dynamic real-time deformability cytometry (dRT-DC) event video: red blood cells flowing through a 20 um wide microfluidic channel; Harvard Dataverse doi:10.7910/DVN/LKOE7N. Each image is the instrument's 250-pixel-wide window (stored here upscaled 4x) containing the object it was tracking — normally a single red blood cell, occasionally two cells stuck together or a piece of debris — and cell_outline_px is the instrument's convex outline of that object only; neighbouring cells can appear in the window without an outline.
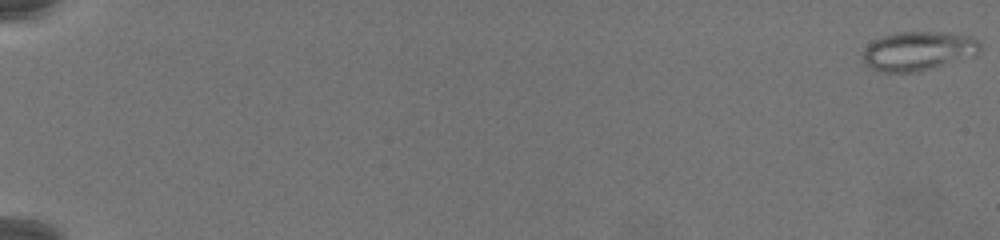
{"species": "common noctule bat (a hibernating species)", "species_latin": "Nyctalus noctula", "temperature_condition": "warm", "stored_images_in_passage": 77, "camera_frame_rate_fps": 3000, "um_per_image_px": 0.085, "animal": {"sex": "female", "body_mass_g": 19.5, "forearm_length_mm": 54.1}, "frame": {"image": 1, "passage_image": 1, "time_ms": 0.0, "image_size_px": [1000, 240], "cell_outline_px": [[984, 48], [976, 56], [932, 68], [916, 72], [880, 72], [872, 68], [864, 60], [864, 48], [868, 44], [884, 36], [896, 32], [948, 32], [972, 36], [980, 40]], "centroid_in_image_um": [78.16, 4.32], "position_along_channel_um": 6.8, "area_um2": 26.99}}
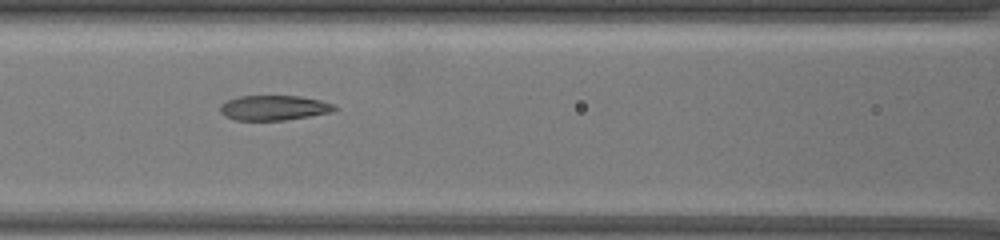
{"frame": {"image": 2, "passage_image": 39, "time_ms": 12.667, "image_size_px": [1000, 240], "cell_outline_px": [[340, 108], [332, 112], [284, 120], [236, 120], [224, 116], [220, 112], [220, 104], [228, 100], [240, 96], [300, 96], [320, 100], [332, 104]], "centroid_in_image_um": [23.28, 9.16], "position_along_channel_um": 143.3, "area_um2": 16.59}}
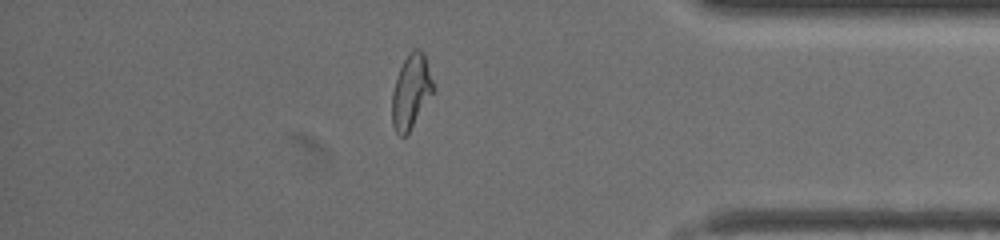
{"frame": {"image": 3, "passage_image": 68, "time_ms": 22.333, "image_size_px": [1000, 240], "cell_outline_px": [[432, 92], [408, 132], [404, 136], [400, 136], [396, 132], [392, 124], [392, 92], [400, 68], [404, 60], [412, 48], [420, 48], [424, 52], [432, 80]], "centroid_in_image_um": [34.91, 7.73], "position_along_channel_um": 400.3, "area_um2": 17.17}}